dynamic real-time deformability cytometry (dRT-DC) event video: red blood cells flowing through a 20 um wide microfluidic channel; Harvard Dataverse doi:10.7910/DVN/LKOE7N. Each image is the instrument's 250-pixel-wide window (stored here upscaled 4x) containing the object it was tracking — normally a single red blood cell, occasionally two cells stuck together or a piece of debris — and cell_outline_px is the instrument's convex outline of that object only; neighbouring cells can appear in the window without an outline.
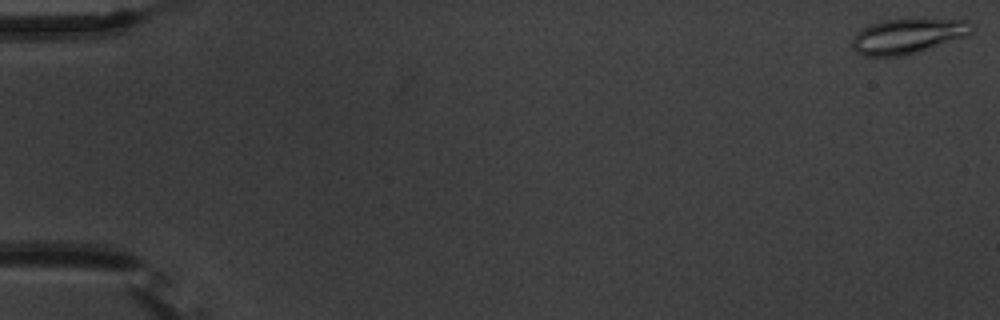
{"species": "common noctule bat (a hibernating species)", "species_latin": "Nyctalus noctula", "temperature_condition": "warm", "stored_images_in_passage": 16, "camera_frame_rate_fps": 3000, "um_per_image_px": 0.085, "animal": {"sex": "male", "body_mass_g": 20.1, "forearm_length_mm": 53.5}, "frame": {"image": 1, "passage_image": 1, "time_ms": 0.0, "image_size_px": [1000, 320], "cell_outline_px": [[972, 32], [968, 36], [916, 52], [900, 56], [864, 56], [856, 52], [852, 48], [852, 36], [856, 32], [872, 24], [888, 20], [968, 20], [972, 24]], "centroid_in_image_um": [77.14, 3.08], "position_along_channel_um": 7.9, "area_um2": 23.93}}
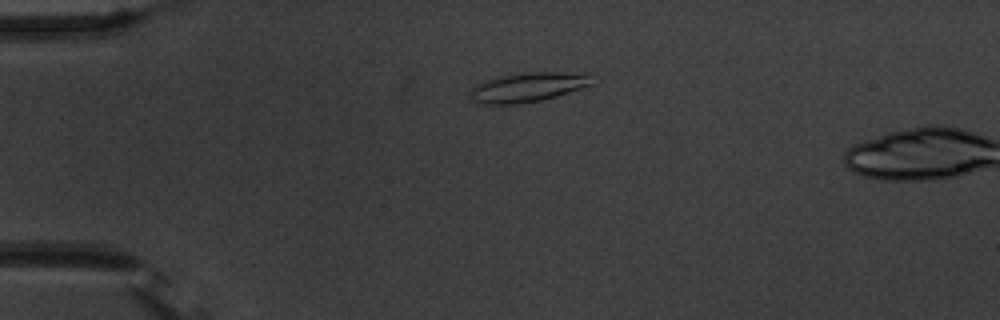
{"frame": {"image": 2, "passage_image": 14, "time_ms": 4.333, "image_size_px": [1000, 320], "cell_outline_px": [[596, 84], [556, 96], [540, 100], [520, 104], [476, 104], [472, 100], [472, 88], [476, 84], [484, 80], [500, 76], [524, 72], [560, 72], [588, 76]], "centroid_in_image_um": [44.82, 7.42], "position_along_channel_um": 40.2, "area_um2": 20.69}}